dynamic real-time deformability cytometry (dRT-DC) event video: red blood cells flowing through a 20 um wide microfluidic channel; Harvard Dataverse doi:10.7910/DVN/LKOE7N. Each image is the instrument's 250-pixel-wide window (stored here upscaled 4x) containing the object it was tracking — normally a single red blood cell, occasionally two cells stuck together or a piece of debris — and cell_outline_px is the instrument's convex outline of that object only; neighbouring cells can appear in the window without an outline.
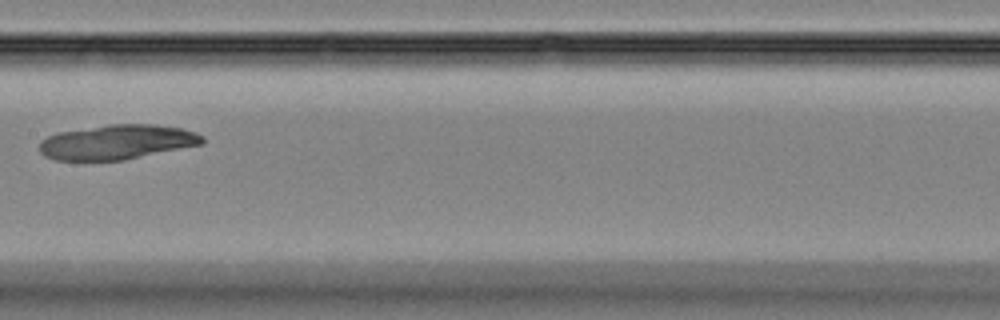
{"species": "Egyptian fruit bat (a non-hibernating species)", "species_latin": "Rousettus aegyptiacus", "temperature_condition": "room temperature", "stored_images_in_passage": 7, "camera_frame_rate_fps": 3000, "um_per_image_px": 0.085, "animal": {"sex": "female"}, "frame": {"image": 1, "passage_image": 7, "time_ms": 6.667, "image_size_px": [1000, 320], "cell_outline_px": [[204, 144], [124, 160], [56, 160], [44, 156], [40, 152], [40, 140], [56, 132], [108, 124], [156, 124], [180, 128], [196, 132], [204, 136]], "centroid_in_image_um": [9.96, 12.07], "position_along_channel_um": 197.4, "area_um2": 33.18}}